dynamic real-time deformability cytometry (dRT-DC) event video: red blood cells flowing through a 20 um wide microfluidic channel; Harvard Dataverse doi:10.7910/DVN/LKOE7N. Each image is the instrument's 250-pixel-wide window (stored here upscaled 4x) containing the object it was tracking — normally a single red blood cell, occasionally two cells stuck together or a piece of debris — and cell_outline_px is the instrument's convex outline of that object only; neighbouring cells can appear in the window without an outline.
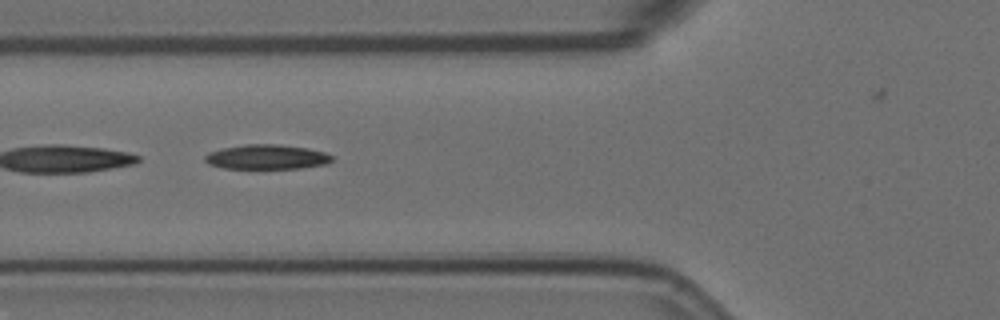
{"species": "Egyptian fruit bat (a non-hibernating species)", "species_latin": "Rousettus aegyptiacus", "temperature_condition": "room temperature", "stored_images_in_passage": 7, "segment_of_instrument_passage": [2, 2], "camera_frame_rate_fps": 3000, "um_per_image_px": 0.085, "animal": {"sex": "female"}, "frame": {"image": 1, "passage_image": 6, "time_ms": 1.667, "image_size_px": [1000, 320], "cell_outline_px": [[332, 160], [328, 164], [300, 168], [224, 168], [208, 164], [204, 160], [204, 156], [208, 152], [224, 148], [244, 144], [280, 144], [308, 148], [324, 152], [332, 156]], "centroid_in_image_um": [22.67, 13.33], "position_along_channel_um": 103.1, "area_um2": 18.26}}